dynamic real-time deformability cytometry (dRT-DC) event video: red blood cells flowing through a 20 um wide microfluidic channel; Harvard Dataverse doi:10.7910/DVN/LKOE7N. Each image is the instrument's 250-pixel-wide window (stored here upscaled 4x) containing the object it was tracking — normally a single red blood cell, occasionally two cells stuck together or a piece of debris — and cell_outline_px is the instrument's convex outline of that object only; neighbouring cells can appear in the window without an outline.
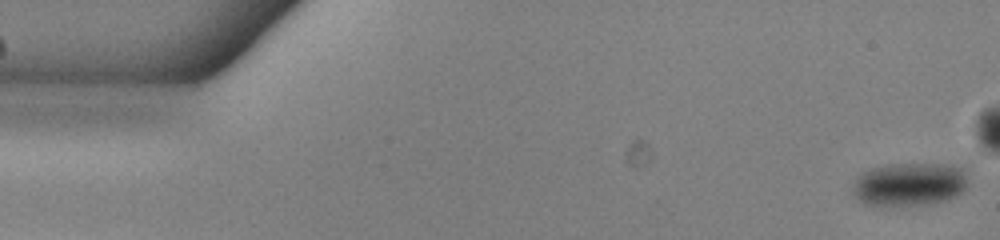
{"species": "common noctule bat (a hibernating species)", "species_latin": "Nyctalus noctula", "temperature_condition": "warm", "stored_images_in_passage": 54, "camera_frame_rate_fps": 3000, "um_per_image_px": 0.085, "animal": {"sex": "male", "body_mass_g": 13.0, "forearm_length_mm": 53.1}, "frame": {"image": 1, "passage_image": 1, "time_ms": 0.0, "image_size_px": [1000, 240], "cell_outline_px": [[972, 168], [968, 184], [956, 196], [948, 200], [928, 204], [880, 208], [864, 204], [852, 192], [852, 188], [856, 176], [860, 172], [872, 168], [888, 164], [972, 164]], "centroid_in_image_um": [77.4, 15.65], "position_along_channel_um": 7.6, "area_um2": 30.87}}
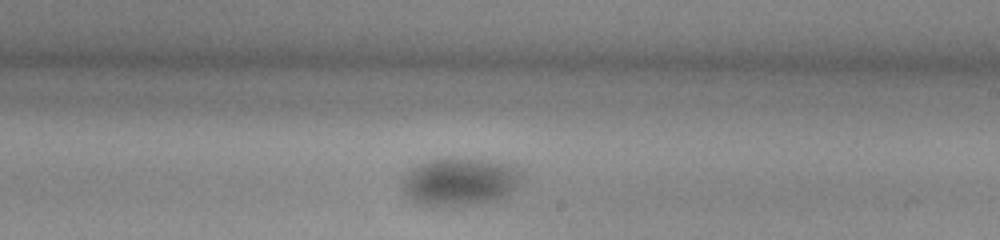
{"frame": {"image": 2, "passage_image": 31, "time_ms": 10.0, "image_size_px": [1000, 240], "cell_outline_px": [[520, 180], [508, 196], [492, 200], [432, 208], [416, 200], [408, 192], [404, 180], [420, 164], [432, 160], [476, 160], [500, 164], [512, 168]], "centroid_in_image_um": [39.09, 15.49], "position_along_channel_um": 249.9, "area_um2": 30.58}}
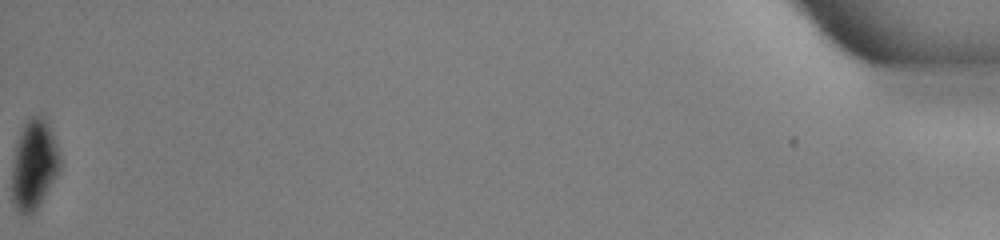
{"frame": {"image": 3, "passage_image": 54, "time_ms": 17.667, "image_size_px": [1000, 240], "cell_outline_px": [[60, 168], [56, 176], [40, 204], [28, 216], [24, 216], [16, 208], [12, 200], [12, 168], [16, 148], [20, 132], [24, 124], [32, 116], [44, 116], [52, 132], [60, 152]], "centroid_in_image_um": [2.9, 14.0], "position_along_channel_um": 432.3, "area_um2": 24.85}}